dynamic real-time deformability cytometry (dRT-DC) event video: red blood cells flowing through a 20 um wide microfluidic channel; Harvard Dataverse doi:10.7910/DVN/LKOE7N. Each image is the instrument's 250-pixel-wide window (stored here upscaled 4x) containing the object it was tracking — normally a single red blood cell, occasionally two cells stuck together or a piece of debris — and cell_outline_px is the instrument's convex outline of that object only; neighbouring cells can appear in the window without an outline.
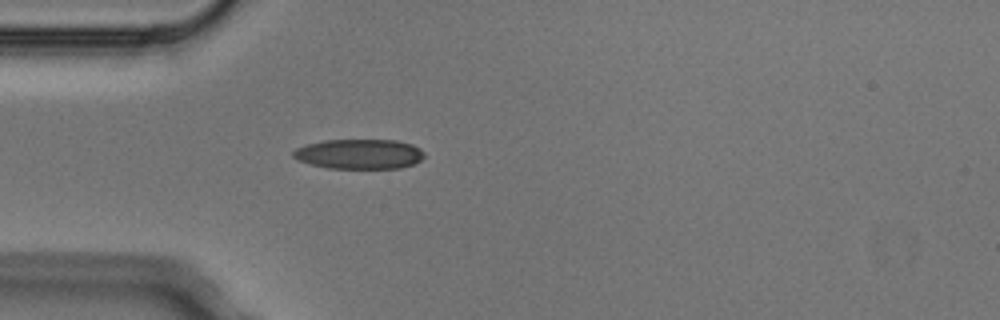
{"species": "Egyptian fruit bat (a non-hibernating species)", "species_latin": "Rousettus aegyptiacus", "temperature_condition": "cold", "stored_images_in_passage": 2, "camera_frame_rate_fps": 3000, "um_per_image_px": 0.085, "animal": {"sex": "male"}, "frame": {"image": 1, "passage_image": 2, "time_ms": 0.333, "image_size_px": [1000, 320], "cell_outline_px": [[424, 156], [420, 160], [412, 164], [400, 168], [328, 168], [312, 164], [300, 160], [292, 156], [292, 152], [296, 148], [308, 144], [324, 140], [396, 140], [412, 144], [420, 148], [424, 152]], "centroid_in_image_um": [30.56, 13.08], "position_along_channel_um": 54.4, "area_um2": 22.66}}